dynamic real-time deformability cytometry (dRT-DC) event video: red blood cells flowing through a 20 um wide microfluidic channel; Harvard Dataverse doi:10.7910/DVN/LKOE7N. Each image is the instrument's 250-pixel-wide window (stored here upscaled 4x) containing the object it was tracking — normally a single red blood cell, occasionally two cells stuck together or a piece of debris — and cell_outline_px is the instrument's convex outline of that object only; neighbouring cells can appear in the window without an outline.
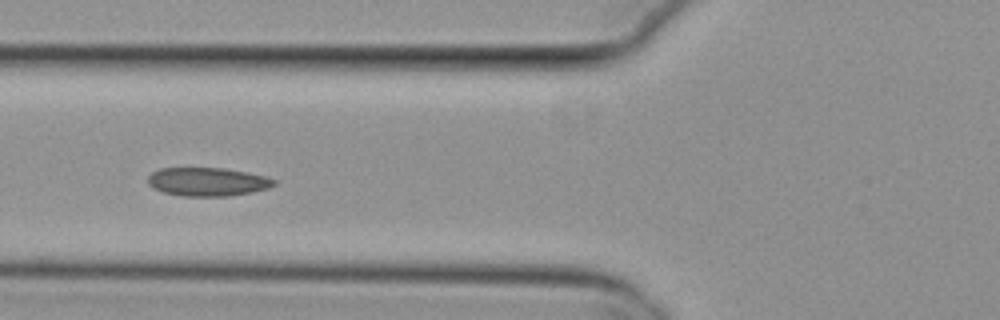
{"species": "common noctule bat (a hibernating species)", "species_latin": "Nyctalus noctula", "temperature_condition": "cold", "stored_images_in_passage": 6, "camera_frame_rate_fps": 3000, "um_per_image_px": 0.085, "animal": {"sex": "female", "body_mass_g": 29.2, "forearm_length_mm": 56.3}, "frame": {"image": 1, "passage_image": 6, "time_ms": 1.667, "image_size_px": [1000, 320], "cell_outline_px": [[276, 184], [268, 188], [252, 192], [228, 196], [184, 196], [164, 192], [148, 184], [148, 176], [152, 172], [160, 168], [224, 168], [248, 172], [264, 176], [276, 180]], "centroid_in_image_um": [17.66, 15.44], "position_along_channel_um": 108.1, "area_um2": 20.87}}